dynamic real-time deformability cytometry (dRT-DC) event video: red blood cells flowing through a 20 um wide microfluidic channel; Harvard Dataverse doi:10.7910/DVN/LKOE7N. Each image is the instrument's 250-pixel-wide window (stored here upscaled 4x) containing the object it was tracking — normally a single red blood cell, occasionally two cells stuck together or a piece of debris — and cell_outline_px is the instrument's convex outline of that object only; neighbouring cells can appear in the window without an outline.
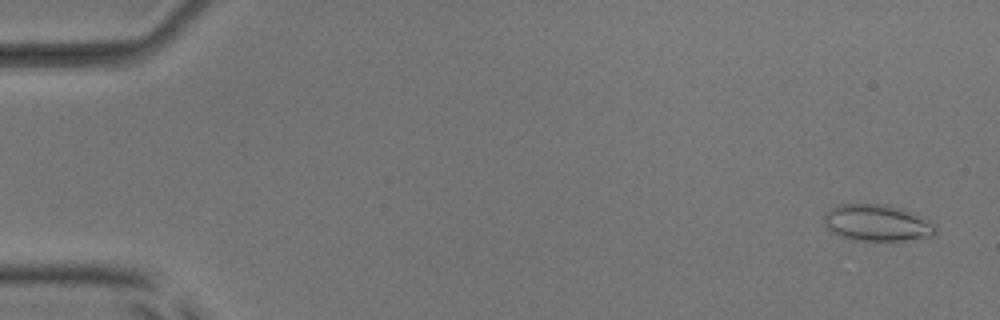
{"species": "common noctule bat (a hibernating species)", "species_latin": "Nyctalus noctula", "temperature_condition": "room temperature", "stored_images_in_passage": 54, "camera_frame_rate_fps": 3000, "um_per_image_px": 0.085, "animal": {"sex": "male", "body_mass_g": 17.9, "forearm_length_mm": 54.2}, "frame": {"image": 1, "passage_image": 3, "time_ms": 0.667, "image_size_px": [1000, 320], "cell_outline_px": [[936, 236], [888, 244], [852, 240], [840, 236], [832, 232], [824, 224], [824, 212], [836, 204], [888, 204], [904, 208], [936, 224]], "centroid_in_image_um": [74.59, 18.99], "position_along_channel_um": 10.4, "area_um2": 25.09}}
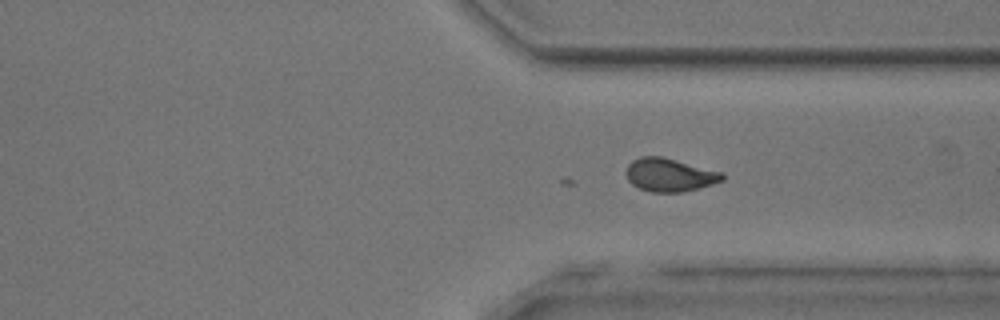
{"frame": {"image": 2, "passage_image": 41, "time_ms": 13.333, "image_size_px": [1000, 320], "cell_outline_px": [[724, 180], [712, 184], [684, 192], [652, 192], [640, 188], [632, 184], [628, 180], [624, 172], [628, 164], [632, 160], [640, 156], [660, 156], [724, 172]], "centroid_in_image_um": [56.9, 14.86], "position_along_channel_um": 354.5, "area_um2": 18.73}}
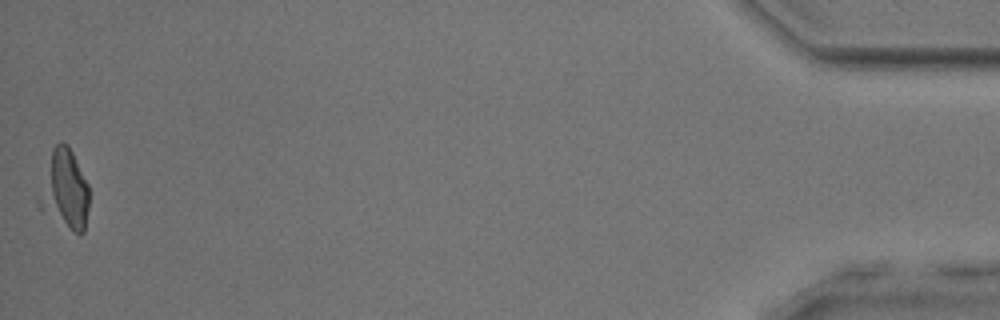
{"frame": {"image": 3, "passage_image": 54, "time_ms": 17.667, "image_size_px": [1000, 320], "cell_outline_px": [[88, 208], [84, 232], [80, 236], [72, 232], [40, 208], [36, 204], [36, 200], [52, 148], [60, 140], [68, 144], [88, 184]], "centroid_in_image_um": [5.49, 16.14], "position_along_channel_um": 429.7, "area_um2": 23.12}, "authors_computed_cell_mechanics": {"area_um2": 20.4323, "velocity_mm_per_s": 3.8301, "shape_relaxation_time_tau1_ms": 0.7946, "shape_relaxation_time_tau2_ms": null, "deformation_change_tau1": 0.2064, "deformation_change_tau2": null}}